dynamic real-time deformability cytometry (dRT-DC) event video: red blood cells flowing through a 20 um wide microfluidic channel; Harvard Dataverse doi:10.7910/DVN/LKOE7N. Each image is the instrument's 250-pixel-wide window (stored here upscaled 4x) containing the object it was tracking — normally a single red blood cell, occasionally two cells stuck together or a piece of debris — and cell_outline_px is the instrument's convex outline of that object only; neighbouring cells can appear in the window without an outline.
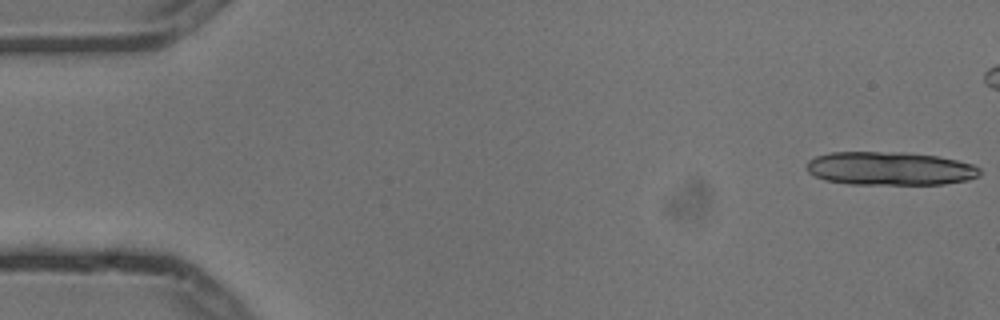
{"species": "common noctule bat (a hibernating species)", "species_latin": "Nyctalus noctula", "temperature_condition": "cold", "stored_images_in_passage": 10, "camera_frame_rate_fps": 3000, "um_per_image_px": 0.085, "animal": {"sex": "male", "body_mass_g": 13.3}, "frame": {"image": 1, "passage_image": 1, "time_ms": 0.0, "image_size_px": [1000, 320], "cell_outline_px": [[980, 176], [968, 180], [944, 184], [848, 184], [824, 180], [808, 172], [804, 168], [808, 160], [816, 156], [828, 152], [904, 152], [936, 156], [956, 160], [972, 164], [980, 168]], "centroid_in_image_um": [75.61, 14.32], "position_along_channel_um": 9.4, "area_um2": 33.99}}
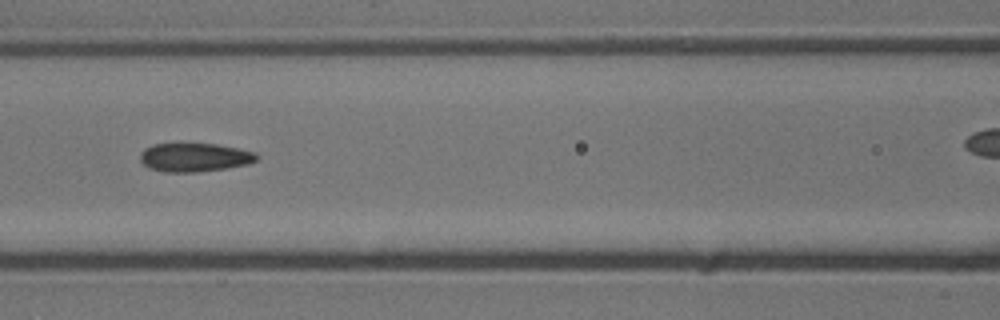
{"frame": {"image": 2, "passage_image": 7, "time_ms": 2.0, "image_size_px": [1000, 320], "cell_outline_px": [[260, 156], [256, 160], [248, 164], [228, 168], [196, 172], [164, 172], [148, 168], [140, 160], [140, 152], [144, 148], [152, 144], [180, 140], [216, 144], [256, 152]], "centroid_in_image_um": [16.48, 13.32], "position_along_channel_um": 150.1, "area_um2": 20.46}}
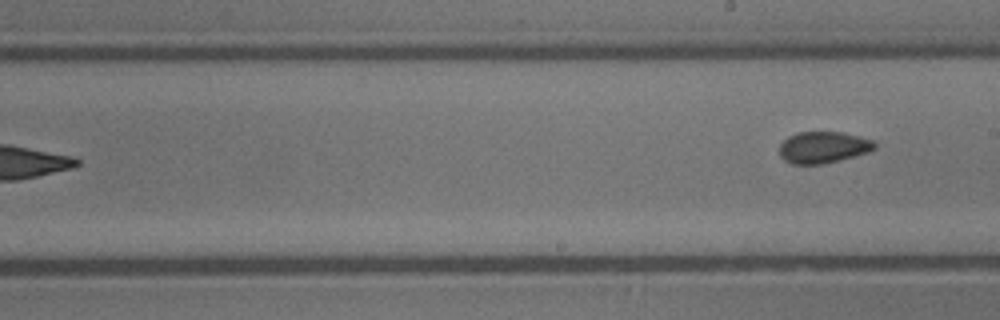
{"frame": {"image": 3, "passage_image": 10, "time_ms": 3.0, "image_size_px": [1000, 320], "cell_outline_px": [[876, 148], [868, 152], [840, 160], [824, 164], [792, 164], [784, 160], [780, 156], [780, 144], [788, 136], [800, 132], [840, 132], [860, 136], [872, 140], [876, 144]], "centroid_in_image_um": [69.97, 12.52], "position_along_channel_um": 219.0, "area_um2": 17.51}}